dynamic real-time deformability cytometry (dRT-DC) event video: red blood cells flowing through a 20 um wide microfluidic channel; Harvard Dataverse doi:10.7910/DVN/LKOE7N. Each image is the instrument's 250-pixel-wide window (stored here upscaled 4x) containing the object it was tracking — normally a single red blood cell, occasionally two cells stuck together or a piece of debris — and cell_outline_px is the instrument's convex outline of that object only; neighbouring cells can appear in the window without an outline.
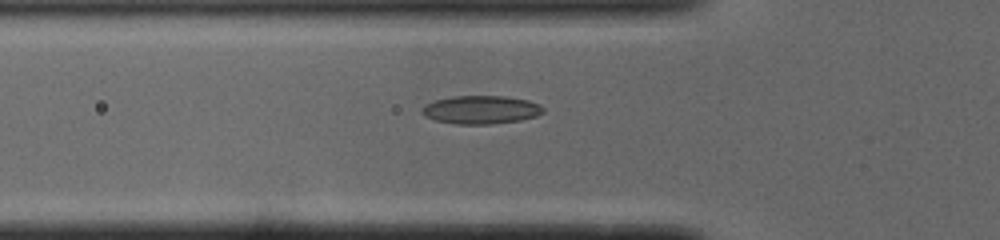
{"species": "common noctule bat (a hibernating species)", "species_latin": "Nyctalus noctula", "temperature_condition": "cold", "stored_images_in_passage": 36, "camera_frame_rate_fps": 3000, "um_per_image_px": 0.085, "animal": {"sex": "male", "body_mass_g": 19.0, "forearm_length_mm": 50.8}, "frame": {"image": 1, "passage_image": 2, "time_ms": 0.333, "image_size_px": [1000, 240], "cell_outline_px": [[544, 112], [536, 116], [520, 120], [488, 124], [456, 124], [436, 120], [424, 116], [420, 112], [428, 104], [436, 100], [452, 96], [504, 96], [528, 100], [540, 104], [544, 108]], "centroid_in_image_um": [40.91, 9.33], "position_along_channel_um": 84.9, "area_um2": 19.83}}
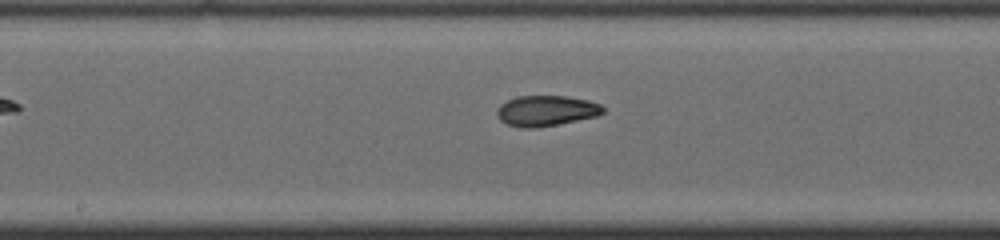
{"frame": {"image": 2, "passage_image": 11, "time_ms": 3.333, "image_size_px": [1000, 240], "cell_outline_px": [[604, 112], [596, 116], [536, 128], [520, 128], [508, 124], [500, 120], [496, 112], [500, 104], [516, 96], [568, 96], [588, 100], [600, 104], [604, 108]], "centroid_in_image_um": [46.41, 9.41], "position_along_channel_um": 201.8, "area_um2": 18.79}}
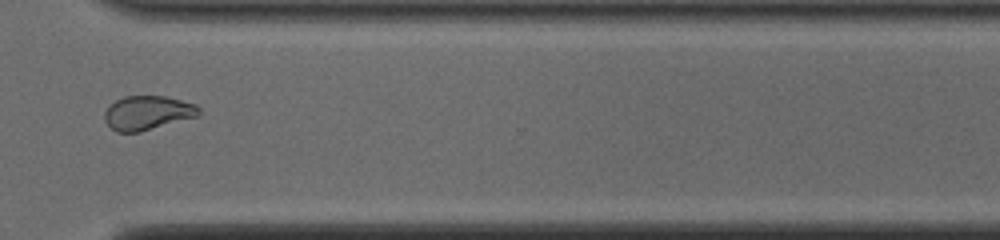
{"frame": {"image": 3, "passage_image": 23, "time_ms": 7.333, "image_size_px": [1000, 240], "cell_outline_px": [[200, 116], [140, 132], [116, 132], [104, 120], [104, 112], [108, 104], [124, 96], [164, 96], [196, 104], [200, 108]], "centroid_in_image_um": [12.54, 9.59], "position_along_channel_um": 358.1, "area_um2": 18.96}}